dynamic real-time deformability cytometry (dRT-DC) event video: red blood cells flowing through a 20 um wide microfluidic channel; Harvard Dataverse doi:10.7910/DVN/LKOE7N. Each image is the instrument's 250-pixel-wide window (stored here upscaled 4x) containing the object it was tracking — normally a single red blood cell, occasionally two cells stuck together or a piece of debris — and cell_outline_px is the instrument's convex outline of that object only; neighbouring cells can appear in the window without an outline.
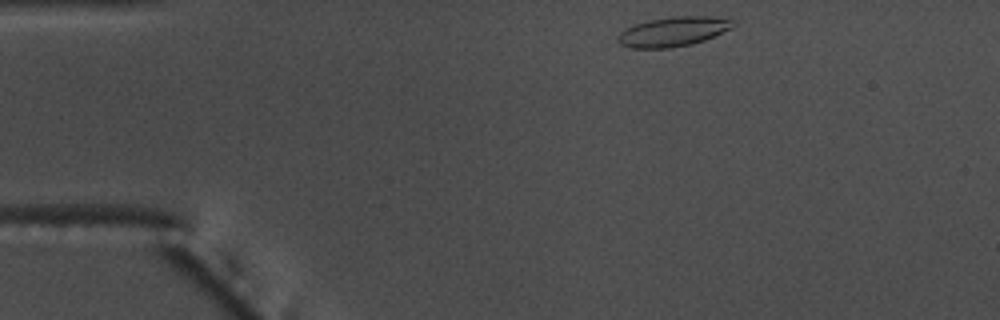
{"species": "common noctule bat (a hibernating species)", "species_latin": "Nyctalus noctula", "temperature_condition": "warm", "stored_images_in_passage": 41, "camera_frame_rate_fps": 3000, "um_per_image_px": 0.085, "animal": {"sex": "male", "body_mass_g": 17.5, "forearm_length_mm": 52.3}, "frame": {"image": 1, "passage_image": 1, "time_ms": 0.0, "image_size_px": [1000, 320], "cell_outline_px": [[736, 24], [732, 28], [704, 40], [692, 44], [668, 48], [632, 48], [620, 44], [616, 40], [616, 36], [620, 32], [636, 24], [648, 20], [672, 16], [708, 16], [736, 20]], "centroid_in_image_um": [57.23, 2.68], "position_along_channel_um": 27.8, "area_um2": 19.88}}
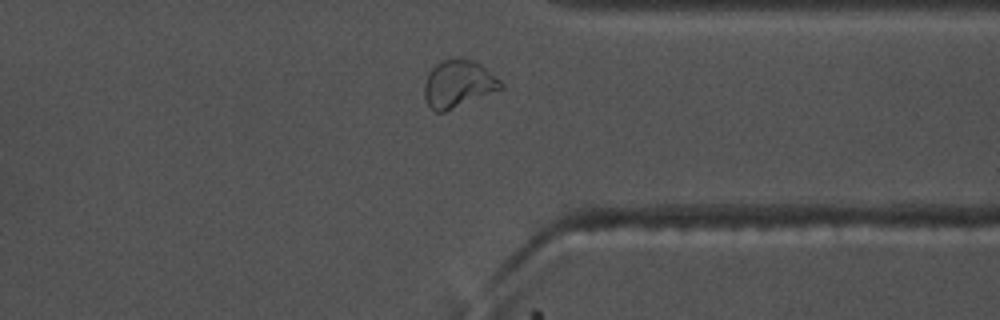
{"frame": {"image": 2, "passage_image": 34, "time_ms": 11.0, "image_size_px": [1000, 320], "cell_outline_px": [[504, 88], [444, 112], [436, 112], [428, 104], [424, 96], [424, 84], [432, 68], [436, 64], [444, 60], [460, 56], [472, 60], [480, 64], [500, 80], [504, 84]], "centroid_in_image_um": [38.96, 7.11], "position_along_channel_um": 372.4, "area_um2": 20.98}}
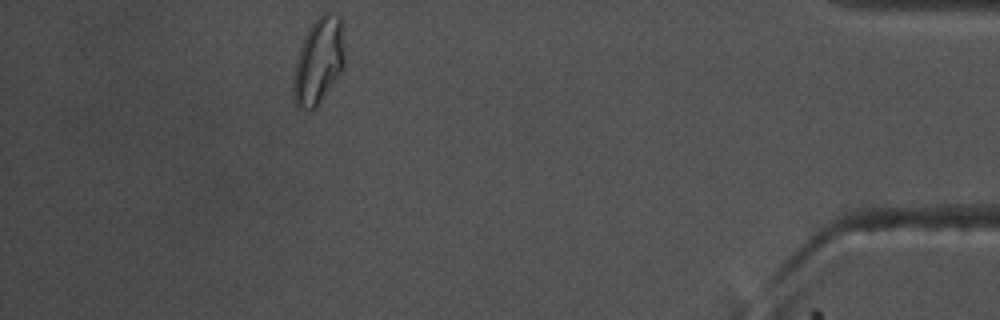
{"frame": {"image": 3, "passage_image": 41, "time_ms": 13.333, "image_size_px": [1000, 320], "cell_outline_px": [[344, 68], [316, 108], [308, 112], [300, 108], [296, 104], [292, 96], [292, 76], [296, 60], [304, 36], [308, 28], [324, 12], [332, 12], [340, 16], [344, 44]], "centroid_in_image_um": [27.07, 5.22], "position_along_channel_um": 408.1, "area_um2": 26.13}, "authors_computed_cell_mechanics": {"area_um2": 18.9006, "velocity_mm_per_s": 3.7175, "shape_relaxation_time_tau1_ms": null, "shape_relaxation_time_tau2_ms": 2.2397, "deformation_change_tau1": null, "deformation_change_tau2": 0.0771}}